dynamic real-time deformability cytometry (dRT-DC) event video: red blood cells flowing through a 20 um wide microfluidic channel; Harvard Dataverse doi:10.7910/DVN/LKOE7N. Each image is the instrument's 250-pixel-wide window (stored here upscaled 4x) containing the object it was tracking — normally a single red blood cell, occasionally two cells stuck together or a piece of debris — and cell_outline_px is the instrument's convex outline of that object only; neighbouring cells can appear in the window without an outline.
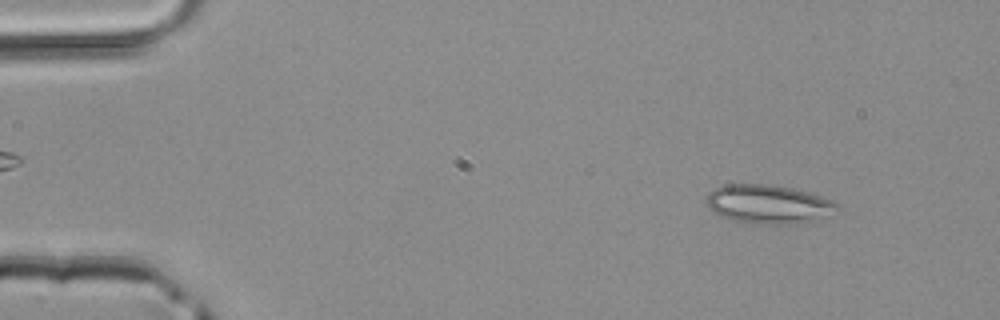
{"species": "common noctule bat (a hibernating species)", "species_latin": "Nyctalus noctula", "temperature_condition": "room temperature", "stored_images_in_passage": 47, "camera_frame_rate_fps": 3000, "um_per_image_px": 0.085, "animal": {"sex": "male", "body_mass_g": 20.4}, "frame": {"image": 1, "passage_image": 5, "time_ms": 1.333, "image_size_px": [1000, 320], "cell_outline_px": [[840, 208], [808, 220], [796, 224], [748, 224], [732, 220], [720, 216], [708, 208], [708, 196], [716, 188], [724, 184], [776, 184], [808, 192], [832, 200]], "centroid_in_image_um": [65.24, 17.34], "position_along_channel_um": 19.8, "area_um2": 29.13}}
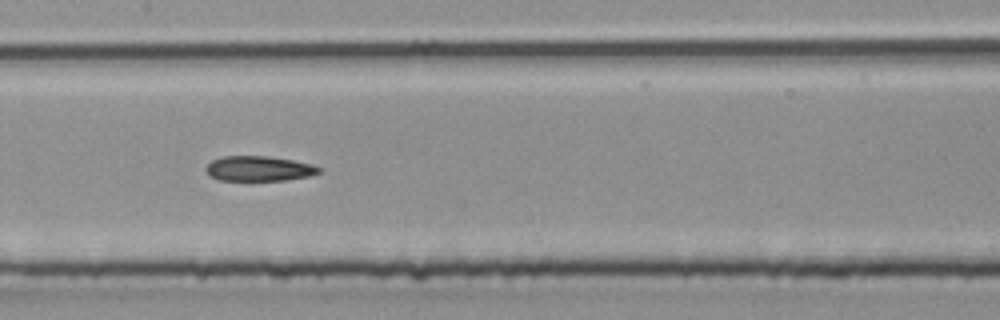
{"frame": {"image": 2, "passage_image": 23, "time_ms": 7.333, "image_size_px": [1000, 320], "cell_outline_px": [[324, 168], [320, 172], [308, 176], [284, 180], [220, 180], [208, 176], [204, 168], [212, 160], [224, 156], [268, 156], [292, 160], [312, 164]], "centroid_in_image_um": [21.99, 14.33], "position_along_channel_um": 185.4, "area_um2": 16.53}}
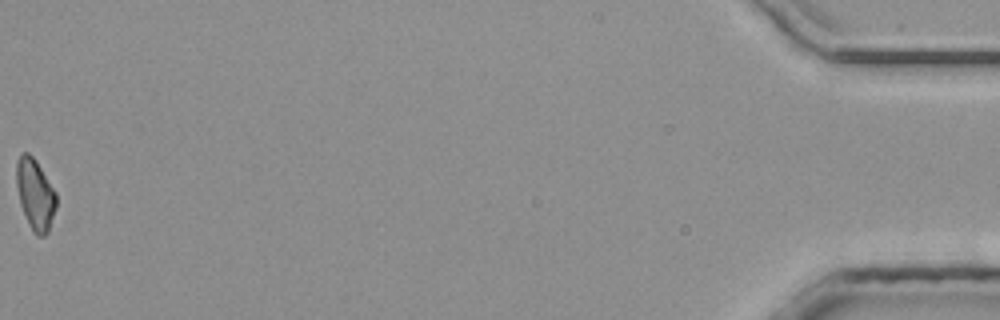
{"frame": {"image": 3, "passage_image": 47, "time_ms": 15.333, "image_size_px": [1000, 320], "cell_outline_px": [[56, 208], [48, 232], [44, 236], [36, 236], [32, 232], [20, 204], [16, 184], [16, 164], [20, 152], [28, 152], [36, 160], [56, 192]], "centroid_in_image_um": [2.98, 16.52], "position_along_channel_um": 432.2, "area_um2": 16.59}}